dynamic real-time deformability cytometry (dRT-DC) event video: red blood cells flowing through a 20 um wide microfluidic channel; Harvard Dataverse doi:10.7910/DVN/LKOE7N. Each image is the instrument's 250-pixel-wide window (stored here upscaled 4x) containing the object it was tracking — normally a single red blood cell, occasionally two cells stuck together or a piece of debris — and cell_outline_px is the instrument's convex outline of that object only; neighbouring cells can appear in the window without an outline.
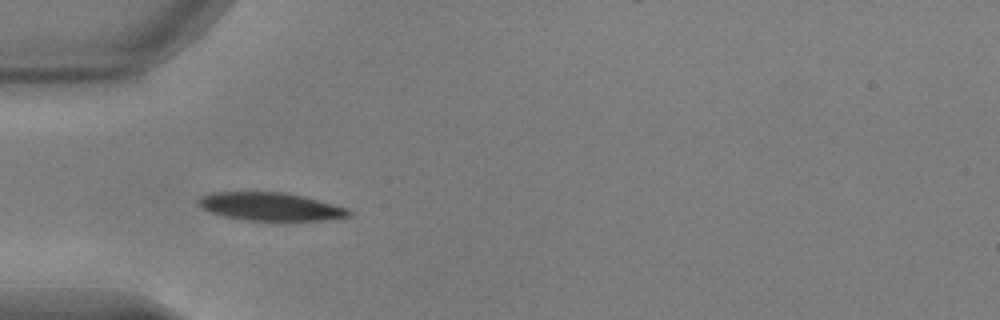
{"species": "common noctule bat (a hibernating species)", "species_latin": "Nyctalus noctula", "temperature_condition": "warm", "stored_images_in_passage": 15, "camera_frame_rate_fps": 3000, "um_per_image_px": 0.085, "animal": {"sex": "male", "body_mass_g": 17.9, "forearm_length_mm": 54.2}, "frame": {"image": 1, "passage_image": 1, "time_ms": 0.0, "image_size_px": [1000, 320], "cell_outline_px": [[352, 216], [324, 220], [244, 220], [224, 216], [208, 212], [200, 204], [200, 196], [212, 192], [284, 192], [304, 196], [348, 208], [352, 212]], "centroid_in_image_um": [23.02, 17.56], "position_along_channel_um": 62.0, "area_um2": 24.51}}
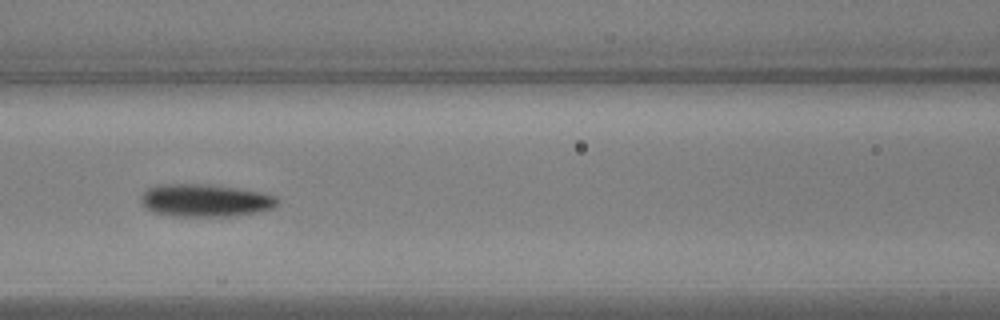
{"frame": {"image": 2, "passage_image": 8, "time_ms": 2.333, "image_size_px": [1000, 320], "cell_outline_px": [[280, 200], [272, 208], [260, 212], [236, 216], [172, 216], [152, 212], [140, 200], [140, 196], [148, 188], [160, 184], [208, 184], [264, 192], [276, 196]], "centroid_in_image_um": [17.48, 17.04], "position_along_channel_um": 149.1, "area_um2": 26.13}}
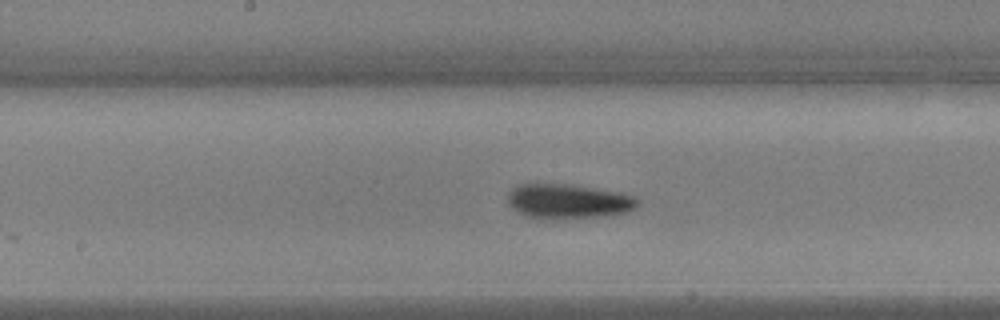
{"frame": {"image": 3, "passage_image": 12, "time_ms": 3.667, "image_size_px": [1000, 320], "cell_outline_px": [[640, 204], [636, 208], [624, 212], [608, 216], [556, 220], [524, 216], [516, 212], [508, 204], [508, 192], [512, 188], [520, 184], [572, 184], [620, 192], [636, 196], [640, 200]], "centroid_in_image_um": [48.32, 17.12], "position_along_channel_um": 199.9, "area_um2": 26.88}}